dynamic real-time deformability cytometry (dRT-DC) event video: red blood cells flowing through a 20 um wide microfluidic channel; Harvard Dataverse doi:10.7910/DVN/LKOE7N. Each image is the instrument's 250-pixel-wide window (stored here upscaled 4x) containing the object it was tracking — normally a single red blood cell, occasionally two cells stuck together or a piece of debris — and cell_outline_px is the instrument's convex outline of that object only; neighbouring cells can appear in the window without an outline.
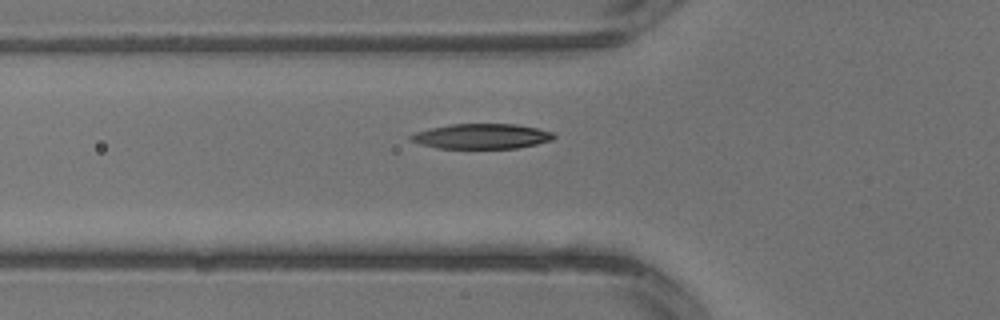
{"species": "common noctule bat (a hibernating species)", "species_latin": "Nyctalus noctula", "temperature_condition": "warm", "stored_images_in_passage": 2, "camera_frame_rate_fps": 3000, "um_per_image_px": 0.085, "animal": {"sex": "male", "body_mass_g": 13.3}, "frame": {"image": 1, "passage_image": 2, "time_ms": 0.333, "image_size_px": [1000, 320], "cell_outline_px": [[556, 136], [552, 140], [536, 144], [516, 148], [436, 148], [420, 144], [408, 140], [408, 136], [416, 132], [432, 128], [452, 124], [516, 124], [536, 128], [552, 132]], "centroid_in_image_um": [40.91, 11.59], "position_along_channel_um": 84.9, "area_um2": 20.81}}